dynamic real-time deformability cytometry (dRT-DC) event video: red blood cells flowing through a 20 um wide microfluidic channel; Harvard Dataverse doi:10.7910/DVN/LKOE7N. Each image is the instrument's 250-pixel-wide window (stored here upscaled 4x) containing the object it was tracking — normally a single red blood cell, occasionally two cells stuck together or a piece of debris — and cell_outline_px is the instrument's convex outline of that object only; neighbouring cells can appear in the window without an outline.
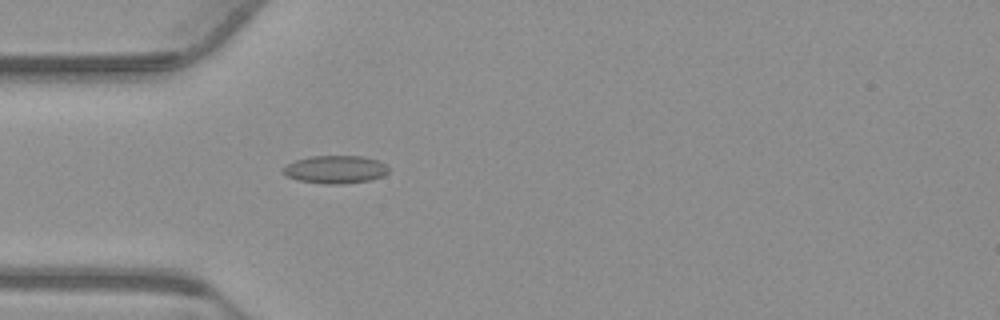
{"species": "common noctule bat (a hibernating species)", "species_latin": "Nyctalus noctula", "temperature_condition": "warm", "stored_images_in_passage": 55, "camera_frame_rate_fps": 3000, "um_per_image_px": 0.085, "animal": {"sex": "male", "body_mass_g": 23.1, "forearm_length_mm": 52.7}, "frame": {"image": 1, "passage_image": 16, "time_ms": 5.0, "image_size_px": [1000, 320], "cell_outline_px": [[388, 172], [384, 176], [368, 180], [340, 184], [324, 184], [300, 180], [288, 176], [280, 172], [288, 164], [296, 160], [312, 156], [364, 156], [388, 164]], "centroid_in_image_um": [28.54, 14.4], "position_along_channel_um": 56.5, "area_um2": 17.05}}
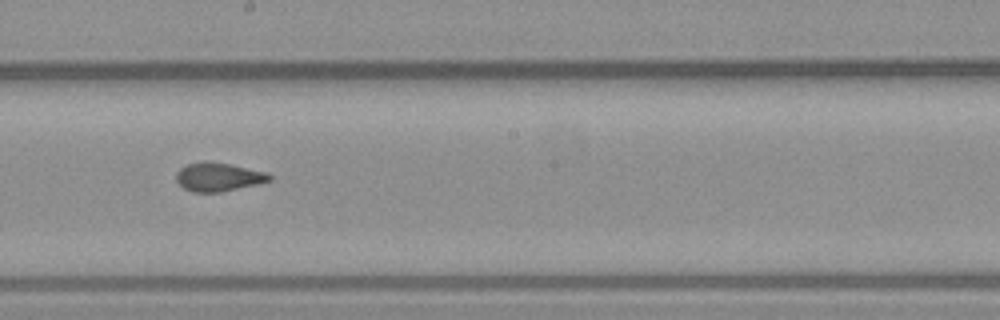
{"frame": {"image": 2, "passage_image": 30, "time_ms": 9.667, "image_size_px": [1000, 320], "cell_outline_px": [[272, 180], [260, 184], [220, 192], [192, 192], [184, 188], [176, 180], [176, 172], [180, 168], [188, 164], [208, 160], [212, 160], [268, 172], [272, 176]], "centroid_in_image_um": [18.6, 15.03], "position_along_channel_um": 229.6, "area_um2": 15.84}}
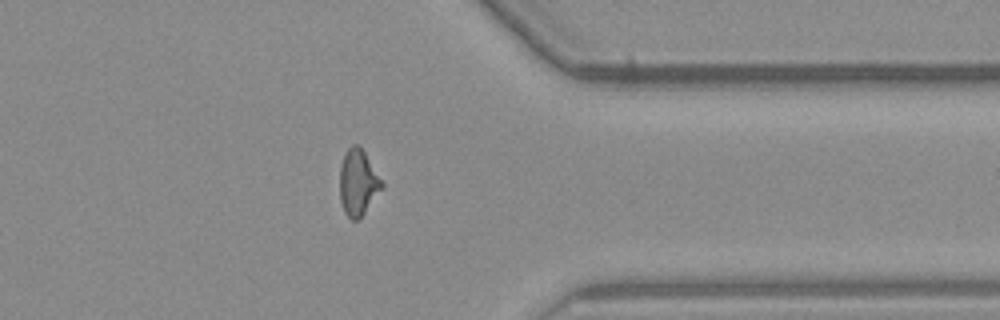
{"frame": {"image": 3, "passage_image": 43, "time_ms": 14.0, "image_size_px": [1000, 320], "cell_outline_px": [[384, 188], [364, 212], [356, 220], [352, 220], [344, 212], [340, 200], [340, 164], [344, 152], [352, 144], [360, 144], [384, 184]], "centroid_in_image_um": [30.43, 15.47], "position_along_channel_um": 381.0, "area_um2": 16.3}, "authors_computed_cell_mechanics": {"area_um2": 16.0684, "velocity_mm_per_s": 3.7604, "shape_relaxation_time_tau1_ms": null, "shape_relaxation_time_tau2_ms": 1.4129, "deformation_change_tau1": null, "deformation_change_tau2": 0.0738}}